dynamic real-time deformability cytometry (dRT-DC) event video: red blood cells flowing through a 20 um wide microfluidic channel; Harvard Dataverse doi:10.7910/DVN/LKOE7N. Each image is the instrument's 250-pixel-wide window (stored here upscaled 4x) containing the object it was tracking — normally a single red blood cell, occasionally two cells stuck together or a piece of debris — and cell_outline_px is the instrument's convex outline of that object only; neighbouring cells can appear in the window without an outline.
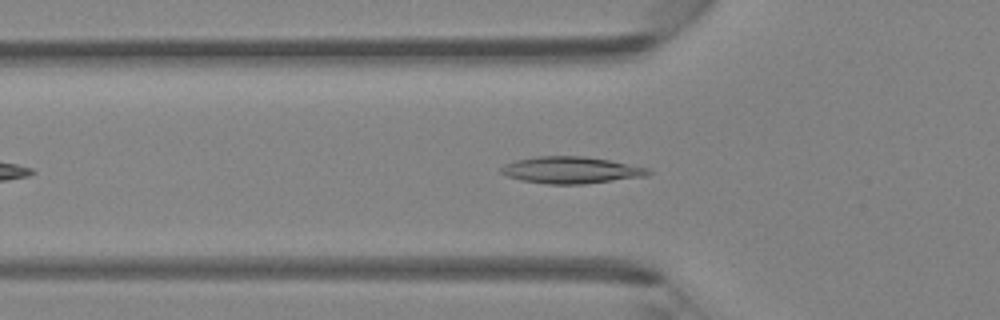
{"species": "Egyptian fruit bat (a non-hibernating species)", "species_latin": "Rousettus aegyptiacus", "temperature_condition": "room temperature", "stored_images_in_passage": 34, "camera_frame_rate_fps": 3000, "um_per_image_px": 0.085, "animal": {"sex": "female"}, "frame": {"image": 1, "passage_image": 4, "time_ms": 1.0, "image_size_px": [1000, 320], "cell_outline_px": [[652, 172], [648, 176], [584, 184], [548, 184], [520, 180], [508, 176], [500, 172], [500, 168], [504, 164], [516, 160], [536, 156], [584, 156], [608, 160], [648, 168]], "centroid_in_image_um": [48.53, 14.46], "position_along_channel_um": 77.3, "area_um2": 22.95}}
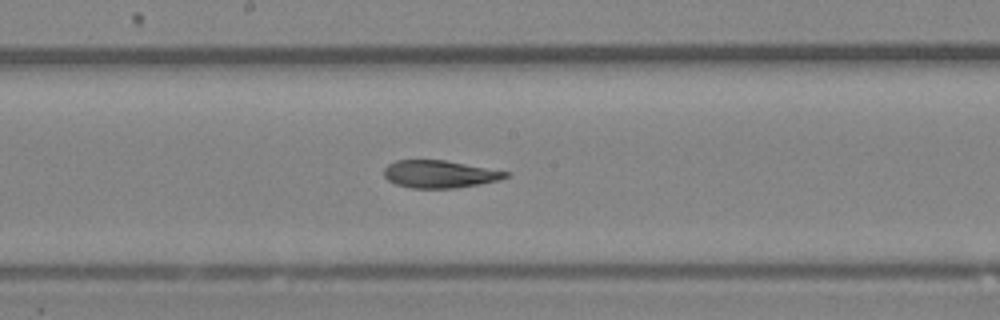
{"frame": {"image": 2, "passage_image": 13, "time_ms": 4.0, "image_size_px": [1000, 320], "cell_outline_px": [[508, 176], [500, 180], [480, 184], [452, 188], [412, 188], [396, 184], [388, 180], [384, 176], [384, 168], [388, 164], [396, 160], [444, 160], [508, 172]], "centroid_in_image_um": [37.33, 14.8], "position_along_channel_um": 210.9, "area_um2": 19.31}}
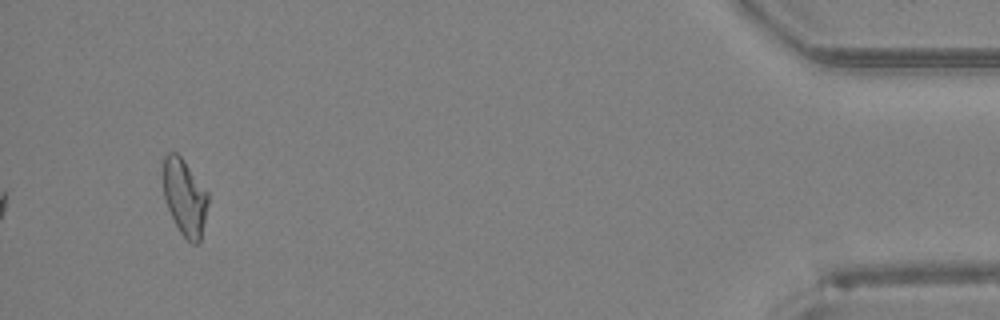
{"frame": {"image": 3, "passage_image": 32, "time_ms": 10.333, "image_size_px": [1000, 320], "cell_outline_px": [[208, 204], [200, 240], [196, 244], [192, 244], [180, 232], [168, 208], [164, 196], [164, 156], [168, 152], [176, 152], [184, 160], [208, 192]], "centroid_in_image_um": [15.71, 16.75], "position_along_channel_um": 419.5, "area_um2": 19.65}}